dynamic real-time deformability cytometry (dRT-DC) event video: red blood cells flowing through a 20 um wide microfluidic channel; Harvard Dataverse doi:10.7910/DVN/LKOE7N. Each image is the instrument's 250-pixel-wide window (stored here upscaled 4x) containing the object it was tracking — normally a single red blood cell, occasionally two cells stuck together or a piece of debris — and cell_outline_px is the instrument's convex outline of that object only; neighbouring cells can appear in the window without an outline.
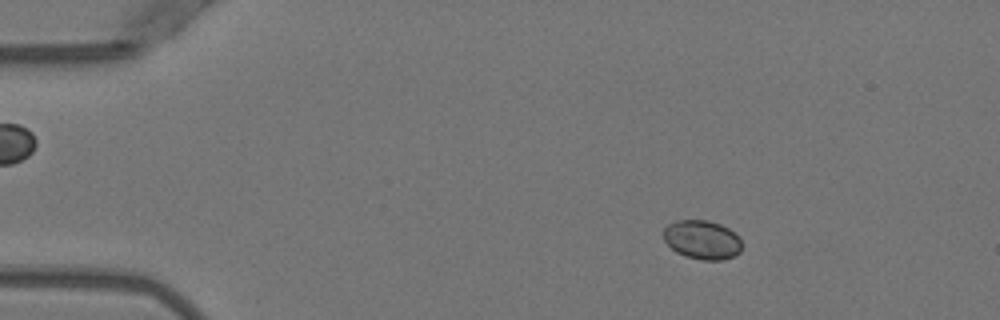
{"species": "Egyptian fruit bat (a non-hibernating species)", "species_latin": "Rousettus aegyptiacus", "temperature_condition": "warm", "stored_images_in_passage": 49, "camera_frame_rate_fps": 3000, "um_per_image_px": 0.085, "animal": {"sex": "female"}, "frame": {"image": 1, "passage_image": 5, "time_ms": 1.333, "image_size_px": [1000, 320], "cell_outline_px": [[740, 252], [724, 260], [700, 260], [684, 256], [676, 252], [664, 240], [664, 228], [668, 224], [676, 220], [708, 220], [720, 224], [728, 228], [740, 236]], "centroid_in_image_um": [59.68, 20.38], "position_along_channel_um": 25.3, "area_um2": 17.86}}
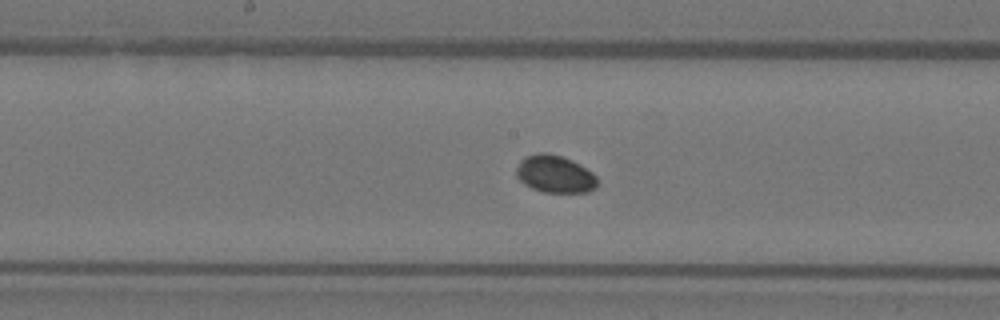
{"frame": {"image": 2, "passage_image": 24, "time_ms": 7.667, "image_size_px": [1000, 320], "cell_outline_px": [[596, 188], [588, 192], [544, 192], [532, 188], [524, 184], [516, 176], [516, 168], [520, 160], [524, 156], [540, 152], [548, 152], [572, 160], [592, 172], [596, 176]], "centroid_in_image_um": [47.14, 14.79], "position_along_channel_um": 201.1, "area_um2": 17.69}}
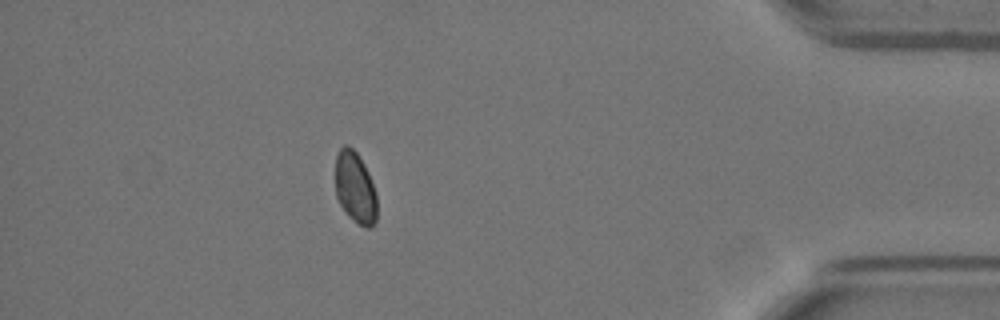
{"frame": {"image": 3, "passage_image": 43, "time_ms": 14.0, "image_size_px": [1000, 320], "cell_outline_px": [[376, 220], [368, 228], [360, 224], [348, 216], [344, 212], [336, 196], [336, 156], [340, 148], [344, 144], [348, 144], [356, 152], [364, 164], [368, 172], [376, 192]], "centroid_in_image_um": [30.18, 15.93], "position_along_channel_um": 405.0, "area_um2": 17.22}}